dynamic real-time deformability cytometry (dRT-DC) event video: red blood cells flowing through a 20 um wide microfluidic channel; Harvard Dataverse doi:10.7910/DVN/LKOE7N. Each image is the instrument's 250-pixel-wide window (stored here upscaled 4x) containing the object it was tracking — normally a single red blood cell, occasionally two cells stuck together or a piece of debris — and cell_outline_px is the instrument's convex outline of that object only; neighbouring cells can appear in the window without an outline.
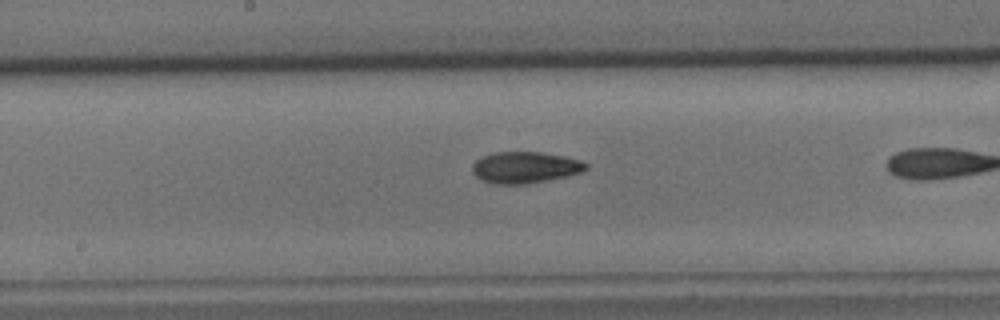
{"species": "common noctule bat (a hibernating species)", "species_latin": "Nyctalus noctula", "temperature_condition": "cold", "stored_images_in_passage": 38, "camera_frame_rate_fps": 3000, "um_per_image_px": 0.085, "animal": {"sex": "male", "body_mass_g": 15.6}, "frame": {"image": 1, "passage_image": 24, "time_ms": 7.667, "image_size_px": [1000, 320], "cell_outline_px": [[588, 168], [580, 172], [564, 176], [524, 184], [492, 184], [476, 176], [472, 172], [472, 164], [476, 160], [484, 156], [496, 152], [544, 152], [564, 156], [580, 160], [588, 164]], "centroid_in_image_um": [44.61, 14.22], "position_along_channel_um": 203.6, "area_um2": 20.58}}
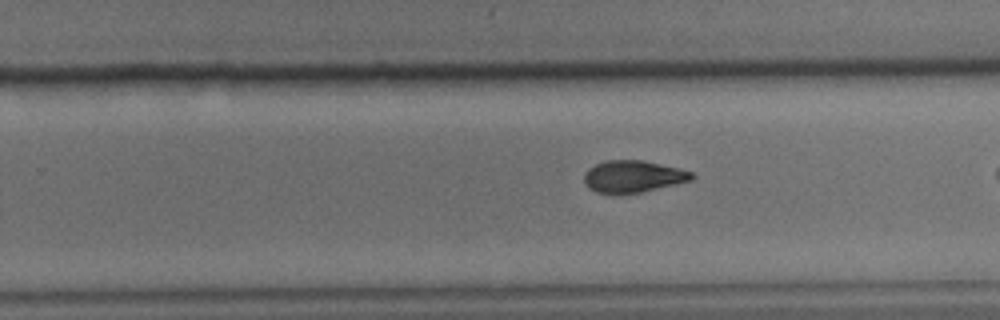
{"frame": {"image": 2, "passage_image": 30, "time_ms": 9.667, "image_size_px": [1000, 320], "cell_outline_px": [[696, 176], [692, 180], [676, 184], [640, 192], [596, 192], [588, 188], [584, 184], [584, 172], [588, 168], [596, 164], [608, 160], [640, 160], [680, 168], [692, 172]], "centroid_in_image_um": [53.81, 14.98], "position_along_channel_um": 276.0, "area_um2": 19.77}}
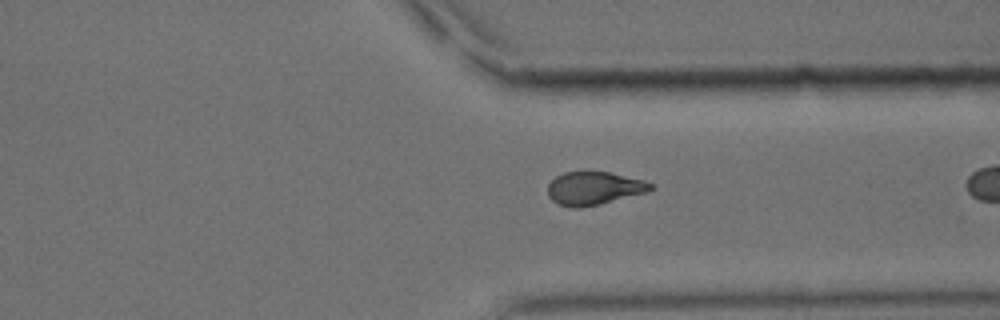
{"frame": {"image": 3, "passage_image": 37, "time_ms": 12.0, "image_size_px": [1000, 320], "cell_outline_px": [[652, 188], [648, 192], [600, 204], [580, 208], [572, 208], [560, 204], [552, 200], [548, 196], [548, 184], [556, 176], [564, 172], [584, 168], [608, 172], [644, 180], [652, 184]], "centroid_in_image_um": [50.45, 15.96], "position_along_channel_um": 360.9, "area_um2": 20.4}}